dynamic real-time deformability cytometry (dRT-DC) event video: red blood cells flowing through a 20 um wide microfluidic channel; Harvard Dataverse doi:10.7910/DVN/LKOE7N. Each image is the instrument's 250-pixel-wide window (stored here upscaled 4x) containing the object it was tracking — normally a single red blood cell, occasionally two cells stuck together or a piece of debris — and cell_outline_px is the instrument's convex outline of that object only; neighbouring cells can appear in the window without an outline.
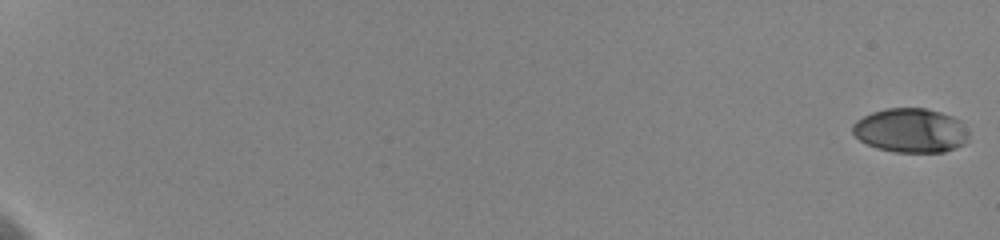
{"species": "human", "species_latin": "Homo sapiens", "temperature_condition": "cold", "stored_images_in_passage": 61, "camera_frame_rate_fps": 3000, "um_per_image_px": 0.085, "donor": {"sex": "female"}, "frame": {"image": 1, "passage_image": 1, "time_ms": 0.0, "image_size_px": [1000, 240], "cell_outline_px": [[968, 140], [964, 144], [956, 148], [944, 152], [892, 152], [876, 148], [860, 140], [852, 132], [852, 124], [856, 120], [872, 112], [888, 108], [924, 108], [940, 112], [952, 116], [960, 120], [968, 132]], "centroid_in_image_um": [77.41, 11.09], "position_along_channel_um": 7.6, "area_um2": 30.06}}
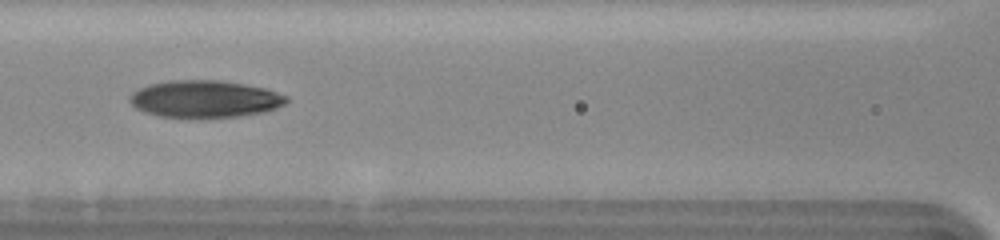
{"frame": {"image": 2, "passage_image": 32, "time_ms": 10.333, "image_size_px": [1000, 240], "cell_outline_px": [[288, 100], [284, 104], [276, 108], [264, 112], [240, 116], [200, 120], [196, 120], [160, 116], [144, 112], [136, 108], [128, 100], [128, 96], [132, 92], [148, 84], [168, 80], [220, 80], [244, 84], [264, 88], [288, 96]], "centroid_in_image_um": [17.37, 8.44], "position_along_channel_um": 149.2, "area_um2": 34.8}}
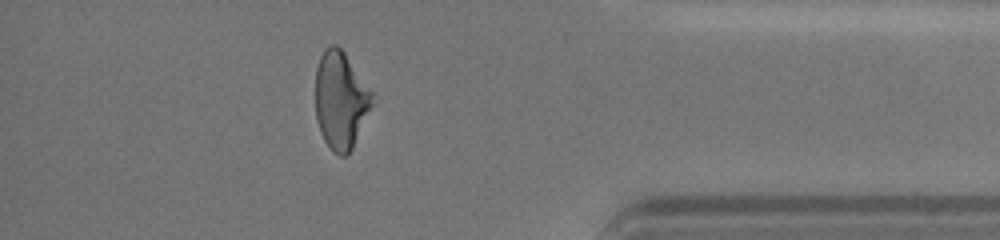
{"frame": {"image": 3, "passage_image": 55, "time_ms": 18.0, "image_size_px": [1000, 240], "cell_outline_px": [[372, 104], [352, 148], [344, 156], [340, 156], [332, 152], [324, 140], [320, 132], [316, 120], [316, 68], [320, 56], [324, 48], [332, 44], [336, 44], [344, 52], [372, 92]], "centroid_in_image_um": [28.92, 8.51], "position_along_channel_um": 406.3, "area_um2": 31.85}, "authors_computed_cell_mechanics": {"area_um2": 32.079, "velocity_mm_per_s": 3.6042, "shape_relaxation_time_tau1_ms": 4.3038, "shape_relaxation_time_tau2_ms": 3.9274, "deformation_change_tau1": 0.1685, "deformation_change_tau2": 0.1143}}